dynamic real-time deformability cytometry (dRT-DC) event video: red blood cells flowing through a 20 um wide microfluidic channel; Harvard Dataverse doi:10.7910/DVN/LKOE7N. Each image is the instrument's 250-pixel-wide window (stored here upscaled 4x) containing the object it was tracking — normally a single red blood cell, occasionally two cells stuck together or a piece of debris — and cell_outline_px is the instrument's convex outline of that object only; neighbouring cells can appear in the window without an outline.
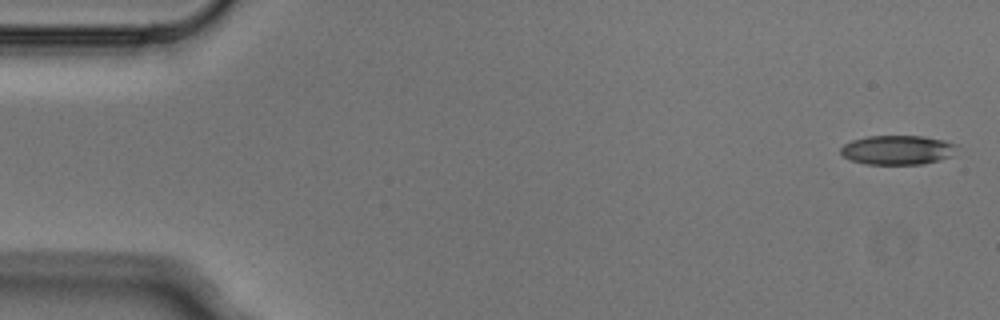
{"species": "Egyptian fruit bat (a non-hibernating species)", "species_latin": "Rousettus aegyptiacus", "temperature_condition": "cold", "stored_images_in_passage": 6, "camera_frame_rate_fps": 3000, "um_per_image_px": 0.085, "animal": {"sex": "male"}, "frame": {"image": 1, "passage_image": 1, "time_ms": 0.0, "image_size_px": [1000, 320], "cell_outline_px": [[960, 144], [952, 156], [940, 160], [924, 164], [864, 164], [852, 160], [844, 156], [840, 152], [840, 148], [844, 144], [852, 140], [868, 136], [924, 136], [944, 140]], "centroid_in_image_um": [76.34, 12.74], "position_along_channel_um": 8.7, "area_um2": 20.06}}
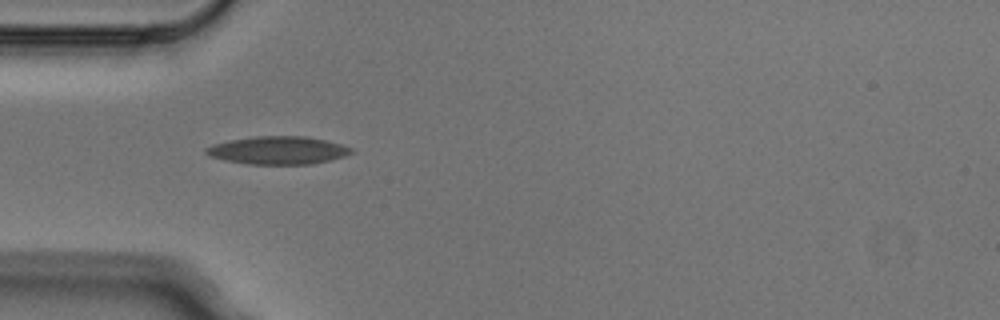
{"frame": {"image": 2, "passage_image": 5, "time_ms": 1.333, "image_size_px": [1000, 320], "cell_outline_px": [[356, 152], [344, 156], [312, 164], [248, 164], [208, 156], [204, 152], [204, 148], [212, 144], [232, 140], [256, 136], [304, 136], [324, 140], [340, 144], [352, 148]], "centroid_in_image_um": [23.62, 12.77], "position_along_channel_um": 61.4, "area_um2": 23.47}}
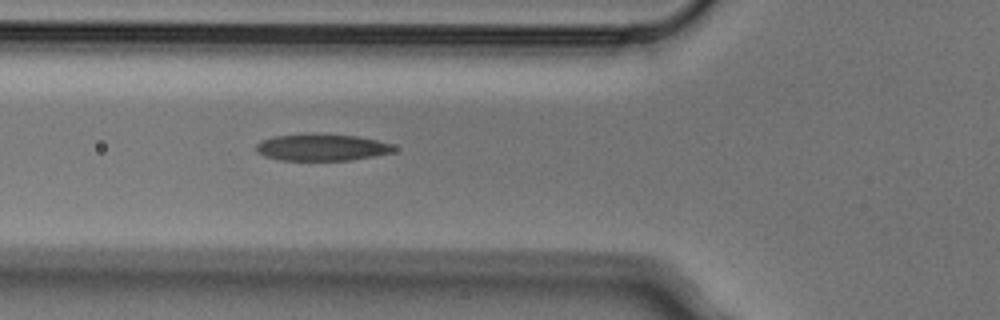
{"frame": {"image": 3, "passage_image": 6, "time_ms": 1.667, "image_size_px": [1000, 320], "cell_outline_px": [[396, 148], [392, 152], [352, 160], [280, 160], [264, 156], [256, 152], [256, 144], [260, 140], [272, 136], [356, 136], [376, 140], [392, 144]], "centroid_in_image_um": [27.32, 12.56], "position_along_channel_um": 98.5, "area_um2": 20.63}}